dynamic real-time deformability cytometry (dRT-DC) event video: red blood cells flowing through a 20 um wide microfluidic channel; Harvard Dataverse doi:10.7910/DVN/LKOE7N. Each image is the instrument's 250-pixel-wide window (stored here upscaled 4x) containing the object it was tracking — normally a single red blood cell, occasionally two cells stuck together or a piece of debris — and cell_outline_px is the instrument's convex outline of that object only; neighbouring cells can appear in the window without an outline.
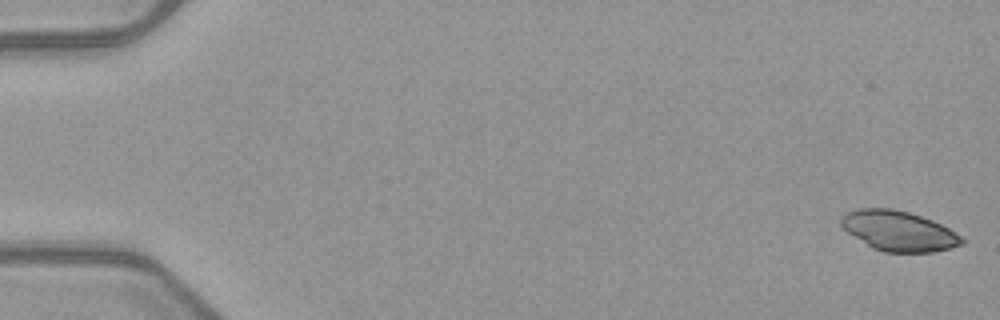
{"species": "common noctule bat (a hibernating species)", "species_latin": "Nyctalus noctula", "temperature_condition": "warm", "stored_images_in_passage": 52, "camera_frame_rate_fps": 3000, "um_per_image_px": 0.085, "animal": {"sex": "female", "body_mass_g": 21.9}, "frame": {"image": 1, "passage_image": 1, "time_ms": 0.0, "image_size_px": [1000, 320], "cell_outline_px": [[964, 244], [952, 248], [932, 252], [884, 252], [872, 248], [848, 232], [840, 224], [840, 216], [844, 212], [860, 208], [892, 208], [908, 212], [932, 220], [948, 228], [960, 236], [964, 240]], "centroid_in_image_um": [76.36, 19.63], "position_along_channel_um": 8.6, "area_um2": 28.15}}
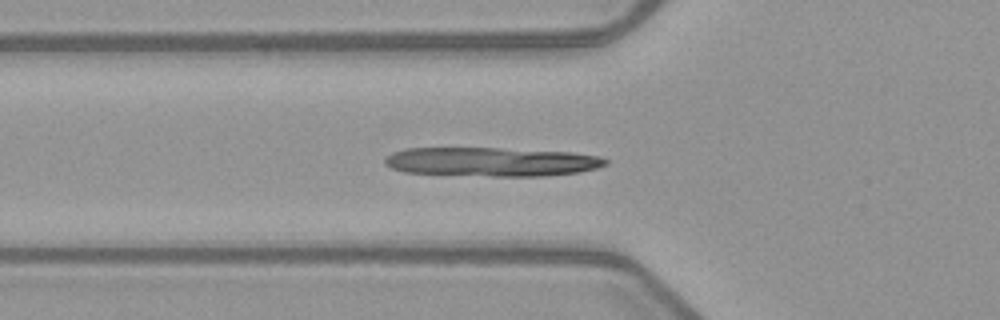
{"frame": {"image": 2, "passage_image": 19, "time_ms": 6.0, "image_size_px": [1000, 320], "cell_outline_px": [[608, 164], [596, 168], [580, 172], [544, 176], [492, 176], [404, 172], [392, 168], [384, 164], [384, 160], [392, 152], [404, 148], [500, 148], [572, 152], [600, 156], [608, 160]], "centroid_in_image_um": [41.79, 13.75], "position_along_channel_um": 84.0, "area_um2": 37.4}}
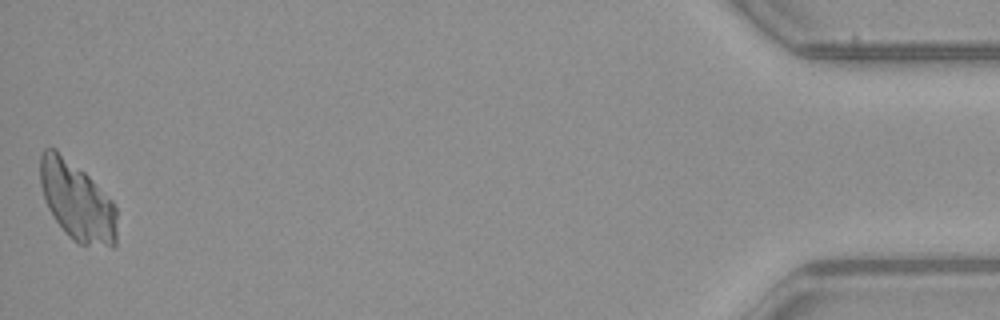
{"frame": {"image": 3, "passage_image": 52, "time_ms": 17.0, "image_size_px": [1000, 320], "cell_outline_px": [[116, 244], [112, 248], [80, 244], [72, 240], [68, 236], [52, 216], [44, 200], [40, 184], [40, 156], [44, 148], [56, 148], [84, 172], [112, 200], [116, 208]], "centroid_in_image_um": [6.53, 17.11], "position_along_channel_um": 428.7, "area_um2": 35.43}}